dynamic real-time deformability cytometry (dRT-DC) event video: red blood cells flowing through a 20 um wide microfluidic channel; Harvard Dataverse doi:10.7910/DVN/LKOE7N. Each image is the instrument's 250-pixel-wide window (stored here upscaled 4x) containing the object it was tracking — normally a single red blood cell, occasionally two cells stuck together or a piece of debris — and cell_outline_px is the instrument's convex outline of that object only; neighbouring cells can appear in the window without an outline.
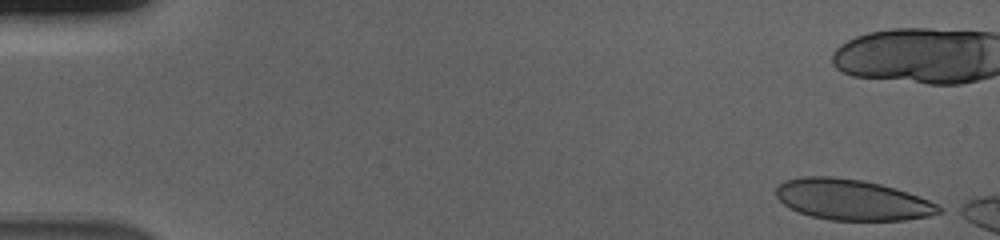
{"species": "human", "species_latin": "Homo sapiens", "temperature_condition": "cold", "stored_images_in_passage": 9, "camera_frame_rate_fps": 3000, "um_per_image_px": 0.085, "donor": {"sex": "male"}, "frame": {"image": 1, "passage_image": 1, "time_ms": 0.0, "image_size_px": [1000, 240], "cell_outline_px": [[944, 212], [928, 216], [904, 220], [828, 220], [812, 216], [800, 212], [784, 204], [776, 196], [776, 188], [784, 180], [804, 176], [832, 176], [864, 180], [896, 188], [908, 192], [928, 200], [944, 208]], "centroid_in_image_um": [72.45, 16.97], "position_along_channel_um": 12.6, "area_um2": 38.67}}